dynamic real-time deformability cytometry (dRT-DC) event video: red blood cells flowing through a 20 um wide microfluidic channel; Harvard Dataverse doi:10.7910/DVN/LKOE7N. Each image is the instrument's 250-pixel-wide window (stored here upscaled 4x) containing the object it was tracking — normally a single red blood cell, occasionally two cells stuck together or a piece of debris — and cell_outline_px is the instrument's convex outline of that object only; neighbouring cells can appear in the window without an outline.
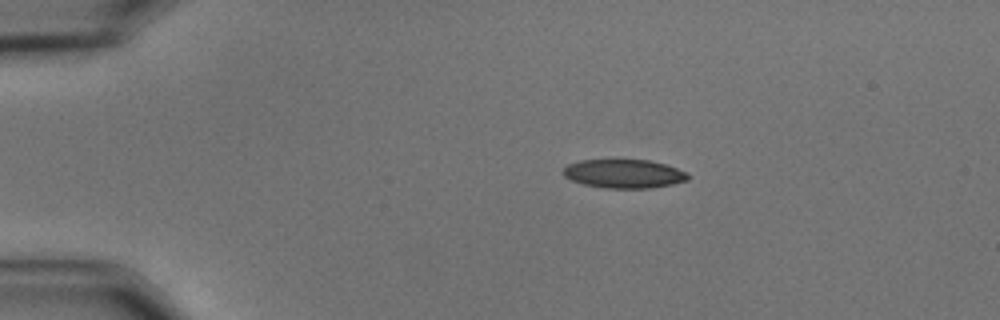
{"species": "common noctule bat (a hibernating species)", "species_latin": "Nyctalus noctula", "temperature_condition": "cold", "stored_images_in_passage": 47, "camera_frame_rate_fps": 3000, "um_per_image_px": 0.085, "animal": {"sex": "male", "body_mass_g": 15.6}, "frame": {"image": 1, "passage_image": 1, "time_ms": 0.0, "image_size_px": [1000, 320], "cell_outline_px": [[692, 176], [688, 180], [672, 184], [652, 188], [604, 188], [584, 184], [572, 180], [564, 176], [560, 172], [568, 164], [580, 160], [648, 160], [664, 164], [676, 168]], "centroid_in_image_um": [53.02, 14.77], "position_along_channel_um": 32.0, "area_um2": 20.87}}
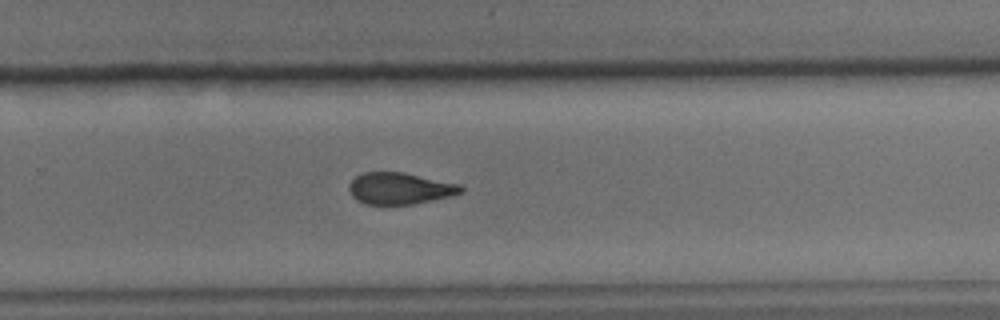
{"frame": {"image": 2, "passage_image": 28, "time_ms": 9.0, "image_size_px": [1000, 320], "cell_outline_px": [[464, 192], [452, 196], [412, 204], [364, 204], [356, 200], [352, 196], [348, 188], [348, 184], [360, 172], [404, 172], [460, 184], [464, 188]], "centroid_in_image_um": [33.98, 16.01], "position_along_channel_um": 295.8, "area_um2": 20.81}}
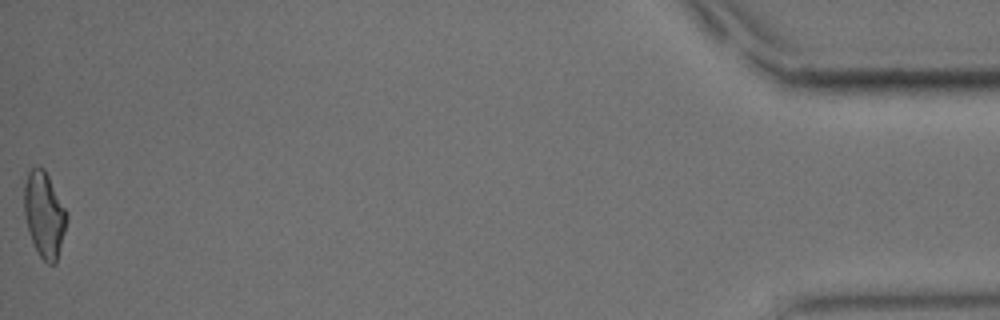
{"frame": {"image": 3, "passage_image": 47, "time_ms": 15.333, "image_size_px": [1000, 320], "cell_outline_px": [[68, 220], [56, 264], [48, 264], [40, 256], [28, 232], [24, 216], [24, 184], [28, 172], [32, 168], [40, 164], [44, 168], [68, 212]], "centroid_in_image_um": [3.77, 18.22], "position_along_channel_um": 431.4, "area_um2": 21.5}, "authors_computed_cell_mechanics": {"area_um2": 21.5594, "velocity_mm_per_s": 3.5449, "shape_relaxation_time_tau1_ms": 9.5801, "shape_relaxation_time_tau2_ms": 5.2397, "deformation_change_tau1": 0.1933, "deformation_change_tau2": 0.1325}}